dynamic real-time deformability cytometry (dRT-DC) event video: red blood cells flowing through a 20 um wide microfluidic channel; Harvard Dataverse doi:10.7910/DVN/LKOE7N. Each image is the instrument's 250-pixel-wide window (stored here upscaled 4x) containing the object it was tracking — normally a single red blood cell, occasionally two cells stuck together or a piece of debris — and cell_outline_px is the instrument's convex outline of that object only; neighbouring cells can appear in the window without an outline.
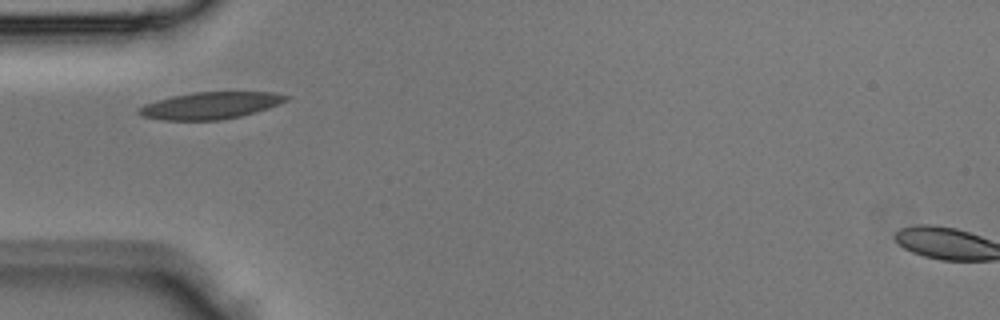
{"species": "Egyptian fruit bat (a non-hibernating species)", "species_latin": "Rousettus aegyptiacus", "temperature_condition": "room temperature", "stored_images_in_passage": 4, "camera_frame_rate_fps": 3000, "um_per_image_px": 0.085, "animal": {"sex": "male"}, "frame": {"image": 1, "passage_image": 2, "time_ms": 0.333, "image_size_px": [1000, 320], "cell_outline_px": [[292, 96], [288, 100], [268, 108], [240, 116], [220, 120], [164, 120], [140, 116], [136, 112], [136, 108], [144, 104], [156, 100], [172, 96], [192, 92], [276, 92]], "centroid_in_image_um": [17.86, 8.96], "position_along_channel_um": 67.1, "area_um2": 23.29}}
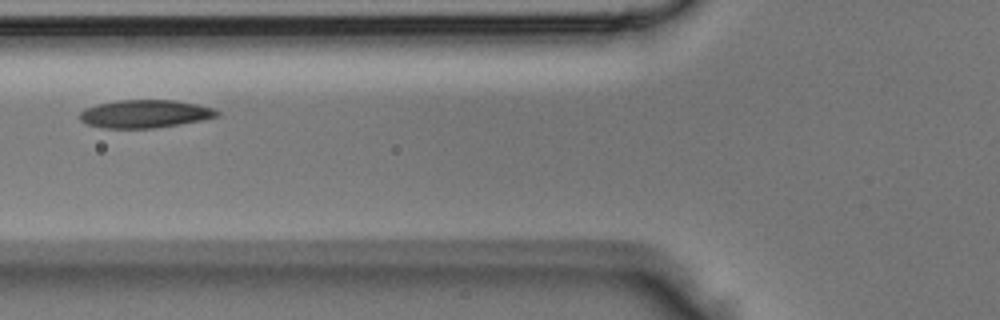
{"frame": {"image": 2, "passage_image": 3, "time_ms": 0.667, "image_size_px": [1000, 320], "cell_outline_px": [[220, 116], [180, 124], [152, 128], [104, 128], [88, 124], [80, 120], [80, 112], [84, 108], [96, 104], [116, 100], [176, 100], [196, 104], [212, 108], [220, 112]], "centroid_in_image_um": [12.3, 9.67], "position_along_channel_um": 113.5, "area_um2": 22.37}}
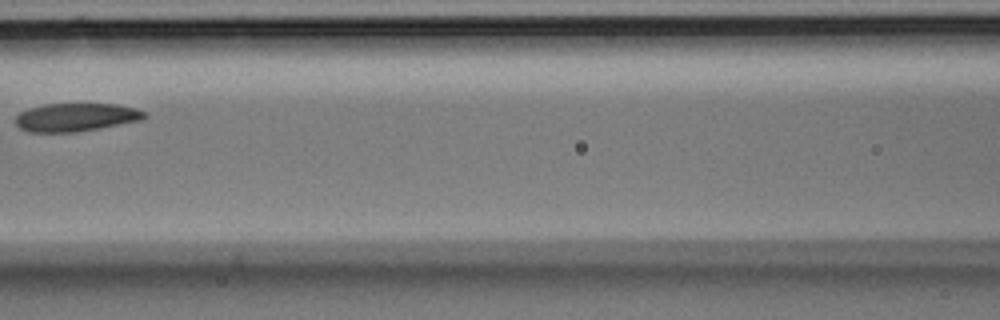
{"frame": {"image": 3, "passage_image": 4, "time_ms": 1.0, "image_size_px": [1000, 320], "cell_outline_px": [[148, 116], [144, 120], [76, 132], [28, 132], [20, 128], [16, 124], [16, 116], [20, 112], [28, 108], [44, 104], [120, 104], [136, 108], [144, 112]], "centroid_in_image_um": [6.48, 9.96], "position_along_channel_um": 160.1, "area_um2": 21.33}}